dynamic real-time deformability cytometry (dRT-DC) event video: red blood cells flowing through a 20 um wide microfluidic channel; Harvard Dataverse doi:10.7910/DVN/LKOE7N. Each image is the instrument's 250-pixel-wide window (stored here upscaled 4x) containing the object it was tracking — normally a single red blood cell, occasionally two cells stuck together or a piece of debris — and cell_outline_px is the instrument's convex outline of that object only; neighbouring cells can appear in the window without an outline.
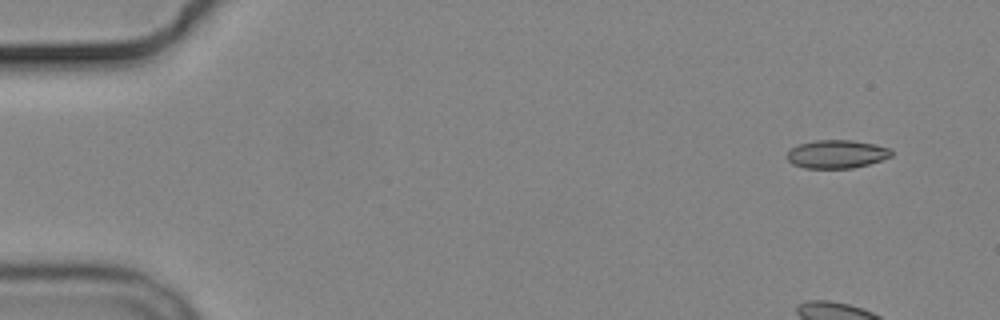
{"species": "common noctule bat (a hibernating species)", "species_latin": "Nyctalus noctula", "temperature_condition": "cold", "stored_images_in_passage": 5, "camera_frame_rate_fps": 3000, "um_per_image_px": 0.085, "animal": {"sex": "male", "body_mass_g": 19.2, "forearm_length_mm": 51.8}, "frame": {"image": 1, "passage_image": 1, "time_ms": 0.0, "image_size_px": [1000, 320], "cell_outline_px": [[892, 156], [868, 164], [852, 168], [804, 168], [792, 164], [784, 156], [792, 148], [800, 144], [816, 140], [852, 140], [876, 144], [892, 148]], "centroid_in_image_um": [71.12, 13.1], "position_along_channel_um": 13.9, "area_um2": 17.28}}